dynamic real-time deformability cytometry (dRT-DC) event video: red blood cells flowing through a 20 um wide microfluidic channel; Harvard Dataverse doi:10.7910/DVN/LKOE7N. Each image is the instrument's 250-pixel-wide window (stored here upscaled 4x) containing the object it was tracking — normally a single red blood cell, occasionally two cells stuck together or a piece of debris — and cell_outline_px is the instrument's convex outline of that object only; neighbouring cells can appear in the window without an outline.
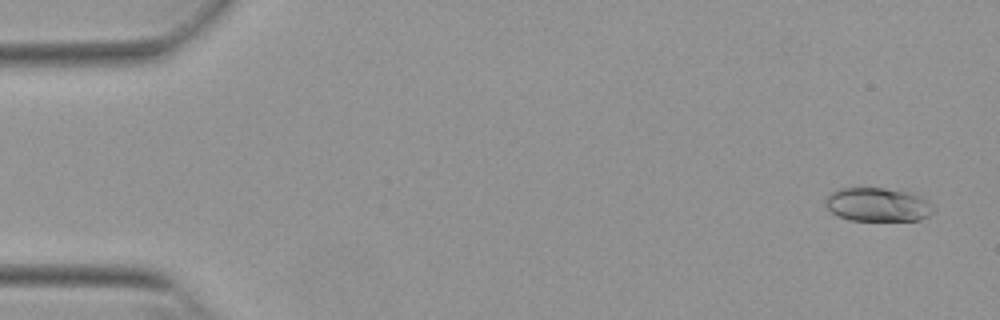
{"species": "Egyptian fruit bat (a non-hibernating species)", "species_latin": "Rousettus aegyptiacus", "temperature_condition": "warm", "stored_images_in_passage": 52, "camera_frame_rate_fps": 3000, "um_per_image_px": 0.085, "animal": {"sex": "female"}, "frame": {"image": 1, "passage_image": 2, "time_ms": 0.333, "image_size_px": [1000, 320], "cell_outline_px": [[936, 212], [920, 220], [848, 220], [836, 216], [824, 204], [824, 200], [832, 192], [840, 188], [884, 188], [904, 192], [920, 196], [928, 200], [936, 208]], "centroid_in_image_um": [74.62, 17.4], "position_along_channel_um": 10.4, "area_um2": 21.33}}
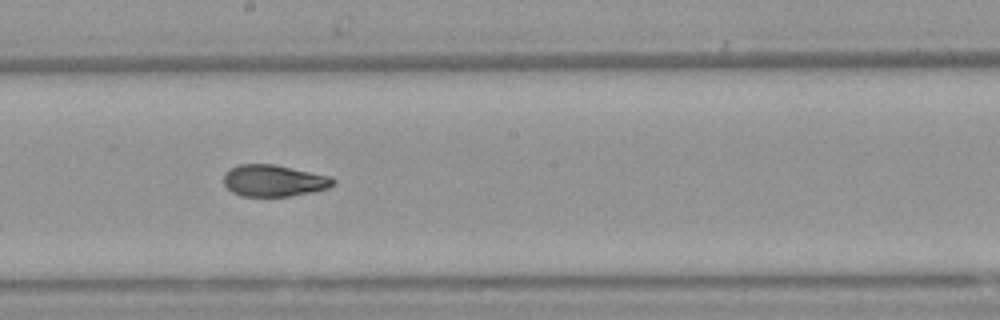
{"frame": {"image": 2, "passage_image": 29, "time_ms": 9.333, "image_size_px": [1000, 320], "cell_outline_px": [[336, 184], [328, 188], [312, 192], [288, 196], [240, 196], [232, 192], [224, 184], [224, 172], [240, 164], [276, 164], [332, 176], [336, 180]], "centroid_in_image_um": [23.31, 15.35], "position_along_channel_um": 224.9, "area_um2": 20.4}}
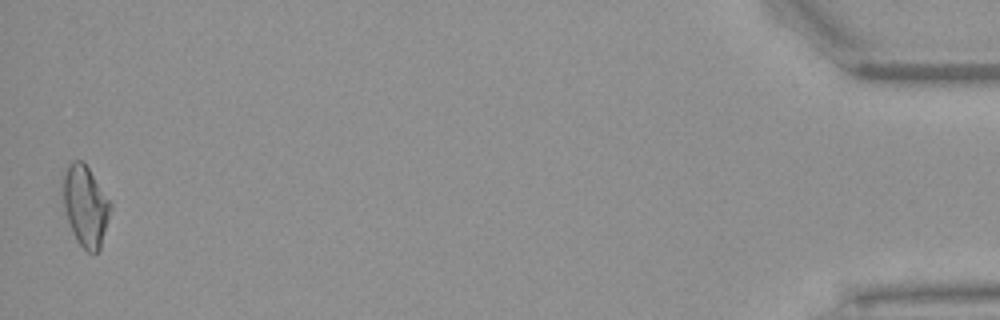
{"frame": {"image": 3, "passage_image": 52, "time_ms": 17.0, "image_size_px": [1000, 320], "cell_outline_px": [[112, 208], [100, 252], [88, 252], [76, 240], [68, 220], [64, 208], [60, 184], [60, 176], [64, 168], [72, 160], [84, 160], [112, 204]], "centroid_in_image_um": [7.23, 17.44], "position_along_channel_um": 428.0, "area_um2": 23.12}, "authors_computed_cell_mechanics": {"area_um2": 20.6924, "velocity_mm_per_s": 3.8626, "shape_relaxation_time_tau1_ms": 7.1514, "shape_relaxation_time_tau2_ms": 1.5951, "deformation_change_tau1": 0.1923, "deformation_change_tau2": 0.0641}}